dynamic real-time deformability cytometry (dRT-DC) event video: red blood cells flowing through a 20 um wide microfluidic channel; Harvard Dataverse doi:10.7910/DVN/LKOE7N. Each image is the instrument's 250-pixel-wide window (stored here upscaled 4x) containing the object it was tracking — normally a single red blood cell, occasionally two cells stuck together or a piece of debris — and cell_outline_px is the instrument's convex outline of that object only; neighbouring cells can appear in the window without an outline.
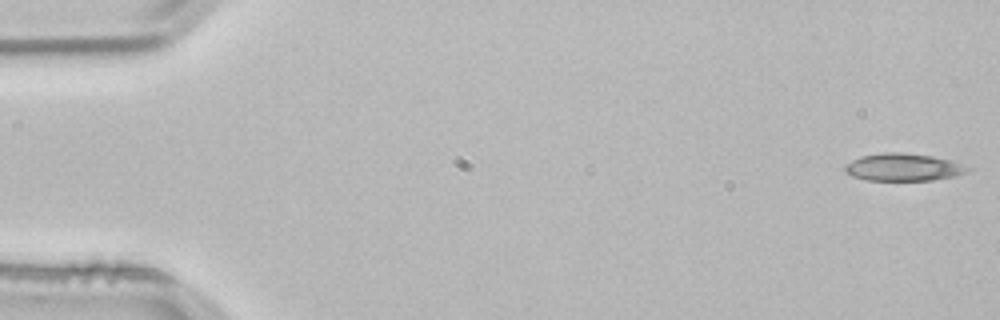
{"species": "common noctule bat (a hibernating species)", "species_latin": "Nyctalus noctula", "temperature_condition": "room temperature", "stored_images_in_passage": 53, "camera_frame_rate_fps": 3000, "um_per_image_px": 0.085, "animal": {"sex": "male", "body_mass_g": 21.5, "forearm_length_mm": 52.0}, "frame": {"image": 1, "passage_image": 1, "time_ms": 0.0, "image_size_px": [1000, 320], "cell_outline_px": [[972, 168], [968, 172], [952, 176], [932, 180], [868, 180], [852, 176], [844, 172], [844, 164], [860, 156], [884, 152], [904, 152], [932, 156], [952, 160]], "centroid_in_image_um": [76.76, 14.2], "position_along_channel_um": 8.2, "area_um2": 19.77}}
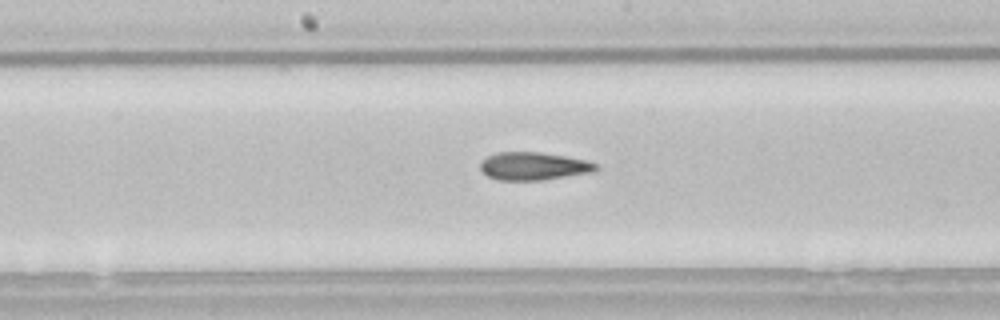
{"frame": {"image": 2, "passage_image": 27, "time_ms": 8.667, "image_size_px": [1000, 320], "cell_outline_px": [[600, 168], [596, 172], [544, 180], [500, 180], [488, 176], [480, 168], [480, 160], [496, 152], [540, 152], [588, 160], [600, 164]], "centroid_in_image_um": [45.43, 14.12], "position_along_channel_um": 202.8, "area_um2": 19.13}}
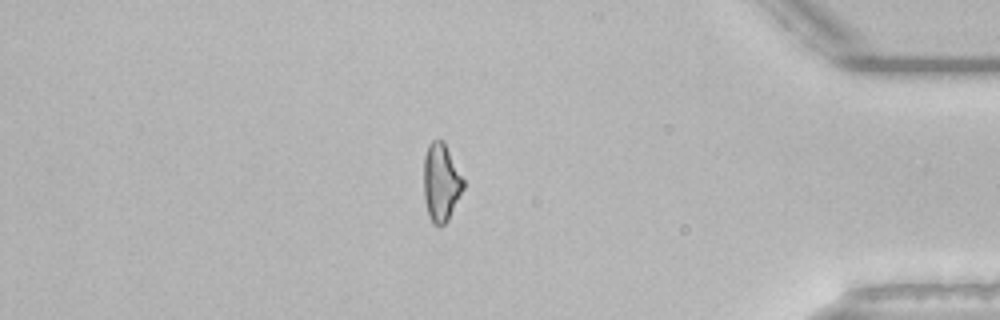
{"frame": {"image": 3, "passage_image": 45, "time_ms": 14.667, "image_size_px": [1000, 320], "cell_outline_px": [[464, 188], [448, 220], [444, 224], [432, 224], [428, 216], [424, 200], [424, 156], [428, 144], [432, 140], [444, 140], [464, 180]], "centroid_in_image_um": [37.48, 15.49], "position_along_channel_um": 397.7, "area_um2": 18.09}, "authors_computed_cell_mechanics": {"area_um2": 19.074, "velocity_mm_per_s": 3.8483, "shape_relaxation_time_tau1_ms": null, "shape_relaxation_time_tau2_ms": 3.8634, "deformation_change_tau1": null, "deformation_change_tau2": 0.1457}}